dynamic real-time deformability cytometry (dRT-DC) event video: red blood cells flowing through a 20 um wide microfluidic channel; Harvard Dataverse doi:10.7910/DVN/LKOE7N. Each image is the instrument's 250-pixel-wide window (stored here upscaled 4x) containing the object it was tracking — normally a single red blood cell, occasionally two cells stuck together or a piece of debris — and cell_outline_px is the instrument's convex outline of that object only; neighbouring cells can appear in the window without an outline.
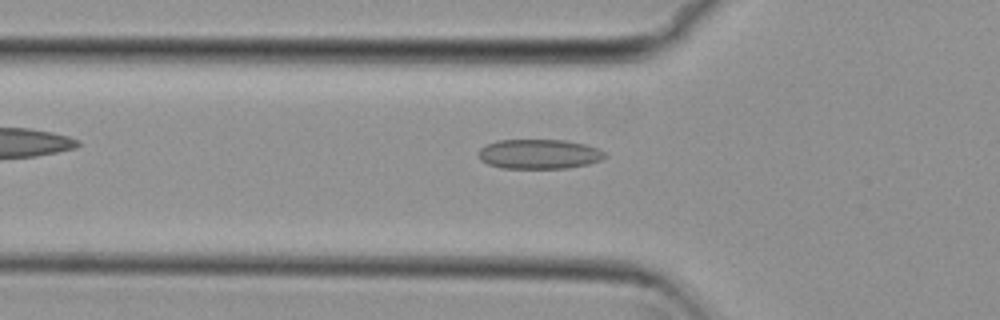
{"species": "common noctule bat (a hibernating species)", "species_latin": "Nyctalus noctula", "temperature_condition": "cold", "stored_images_in_passage": 37, "camera_frame_rate_fps": 3000, "um_per_image_px": 0.085, "animal": {"sex": "female", "body_mass_g": 29.2, "forearm_length_mm": 56.3}, "frame": {"image": 1, "passage_image": 3, "time_ms": 0.667, "image_size_px": [1000, 320], "cell_outline_px": [[608, 156], [600, 160], [588, 164], [568, 168], [504, 168], [488, 164], [480, 160], [480, 148], [488, 144], [500, 140], [564, 140], [584, 144], [596, 148], [604, 152]], "centroid_in_image_um": [45.84, 13.1], "position_along_channel_um": 80.0, "area_um2": 21.62}}
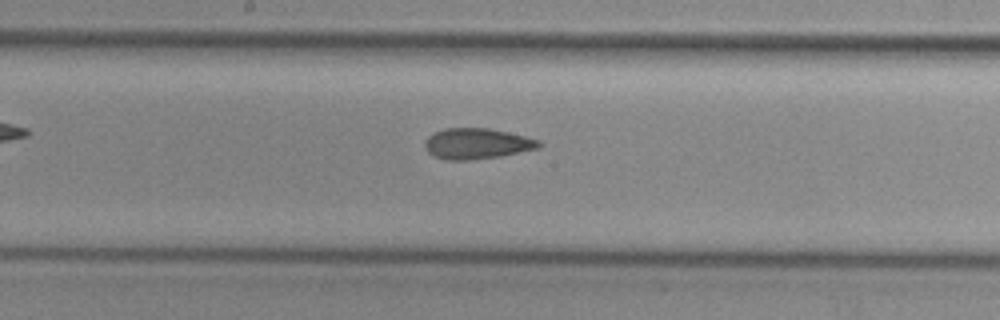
{"frame": {"image": 2, "passage_image": 13, "time_ms": 4.0, "image_size_px": [1000, 320], "cell_outline_px": [[544, 144], [540, 148], [500, 156], [468, 160], [448, 160], [436, 156], [428, 152], [424, 144], [424, 140], [428, 136], [444, 128], [488, 128], [524, 136], [540, 140]], "centroid_in_image_um": [40.56, 12.21], "position_along_channel_um": 207.6, "area_um2": 20.35}}
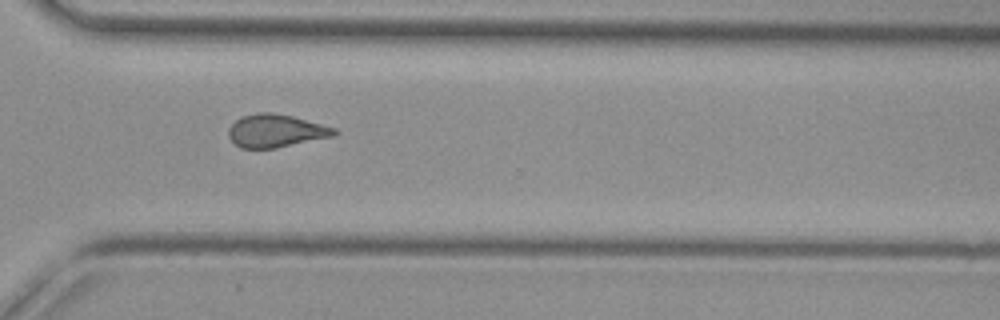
{"frame": {"image": 3, "passage_image": 24, "time_ms": 7.667, "image_size_px": [1000, 320], "cell_outline_px": [[340, 132], [336, 136], [276, 148], [240, 148], [228, 136], [228, 128], [240, 116], [256, 112], [272, 112], [292, 116], [336, 128]], "centroid_in_image_um": [23.47, 11.11], "position_along_channel_um": 347.1, "area_um2": 20.52}, "authors_computed_cell_mechanics": {"area_um2": 20.3456, "velocity_mm_per_s": 3.8116, "shape_relaxation_time_tau1_ms": null, "shape_relaxation_time_tau2_ms": 2.7333, "deformation_change_tau1": null, "deformation_change_tau2": 0.1014}}